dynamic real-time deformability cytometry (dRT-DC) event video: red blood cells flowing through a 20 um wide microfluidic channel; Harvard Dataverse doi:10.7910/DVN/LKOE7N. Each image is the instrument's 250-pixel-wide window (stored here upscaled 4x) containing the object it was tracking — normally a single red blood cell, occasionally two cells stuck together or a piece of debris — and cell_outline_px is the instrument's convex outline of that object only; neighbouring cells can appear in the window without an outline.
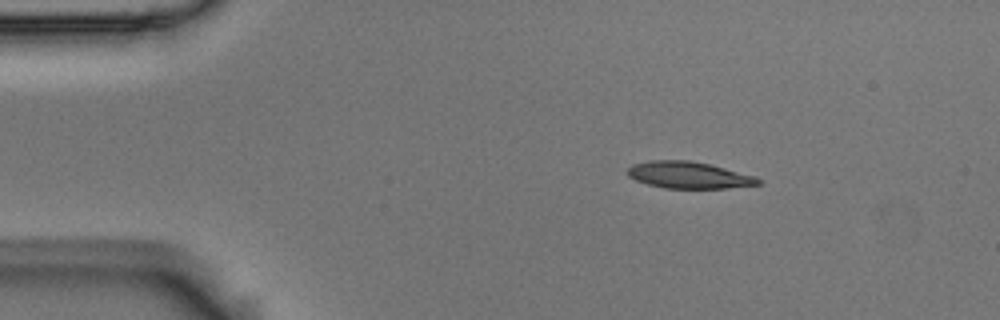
{"species": "Egyptian fruit bat (a non-hibernating species)", "species_latin": "Rousettus aegyptiacus", "temperature_condition": "room temperature", "stored_images_in_passage": 4, "camera_frame_rate_fps": 3000, "um_per_image_px": 0.085, "animal": {"sex": "male"}, "frame": {"image": 1, "passage_image": 2, "time_ms": 0.333, "image_size_px": [1000, 320], "cell_outline_px": [[760, 184], [728, 188], [664, 188], [648, 184], [636, 180], [628, 176], [628, 168], [632, 164], [652, 160], [688, 160], [708, 164], [756, 176], [760, 180]], "centroid_in_image_um": [58.53, 14.88], "position_along_channel_um": 26.5, "area_um2": 20.17}}